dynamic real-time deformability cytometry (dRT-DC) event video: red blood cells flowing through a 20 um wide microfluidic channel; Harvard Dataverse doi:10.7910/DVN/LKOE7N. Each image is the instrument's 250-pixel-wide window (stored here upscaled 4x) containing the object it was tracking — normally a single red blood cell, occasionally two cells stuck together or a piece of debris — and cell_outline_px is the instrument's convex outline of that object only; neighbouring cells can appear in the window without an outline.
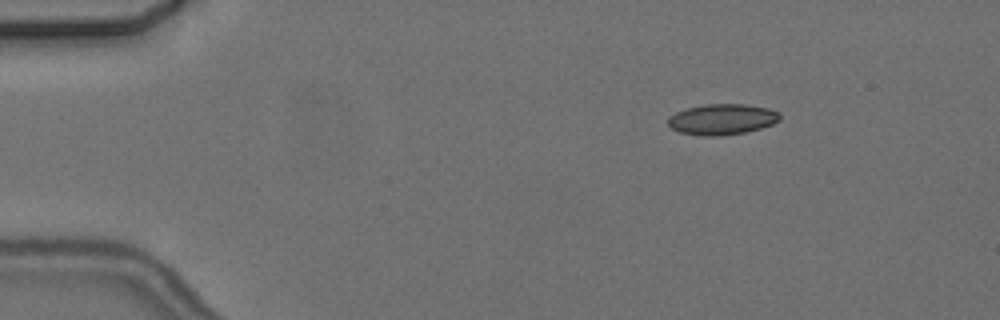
{"species": "common noctule bat (a hibernating species)", "species_latin": "Nyctalus noctula", "temperature_condition": "cold", "stored_images_in_passage": 5, "camera_frame_rate_fps": 3000, "um_per_image_px": 0.085, "animal": {"sex": "female", "body_mass_g": 24.6, "forearm_length_mm": 56.2}, "frame": {"image": 1, "passage_image": 3, "time_ms": 2.667, "image_size_px": [1000, 320], "cell_outline_px": [[780, 120], [772, 124], [760, 128], [744, 132], [720, 136], [704, 136], [680, 132], [672, 128], [668, 124], [668, 116], [676, 112], [688, 108], [704, 104], [744, 104], [768, 108], [780, 112]], "centroid_in_image_um": [61.38, 10.14], "position_along_channel_um": 23.6, "area_um2": 20.0}}